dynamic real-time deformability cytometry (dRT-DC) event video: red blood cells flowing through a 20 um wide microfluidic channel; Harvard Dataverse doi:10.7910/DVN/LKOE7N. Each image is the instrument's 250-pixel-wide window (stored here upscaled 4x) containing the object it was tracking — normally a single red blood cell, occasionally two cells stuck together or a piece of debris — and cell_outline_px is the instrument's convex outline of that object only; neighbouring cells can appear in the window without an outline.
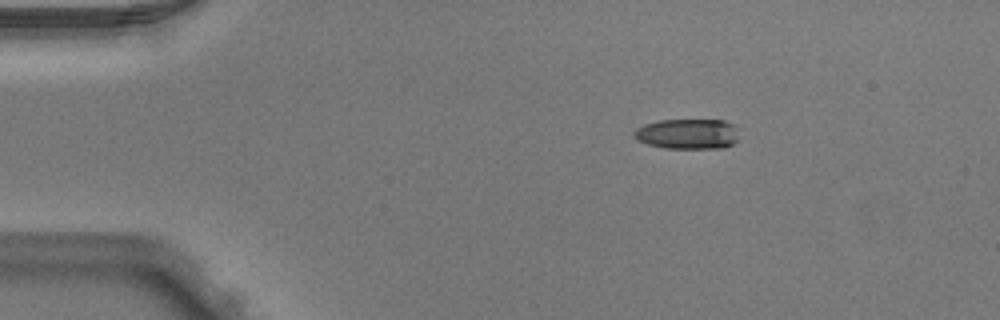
{"species": "Egyptian fruit bat (a non-hibernating species)", "species_latin": "Rousettus aegyptiacus", "temperature_condition": "warm", "stored_images_in_passage": 4, "camera_frame_rate_fps": 3000, "um_per_image_px": 0.085, "animal": {"sex": "male"}, "frame": {"image": 1, "passage_image": 2, "time_ms": 0.333, "image_size_px": [1000, 320], "cell_outline_px": [[736, 140], [732, 144], [724, 148], [664, 148], [648, 144], [632, 136], [632, 132], [636, 128], [644, 124], [660, 120], [724, 120], [736, 124]], "centroid_in_image_um": [58.44, 11.37], "position_along_channel_um": 26.6, "area_um2": 18.55}}
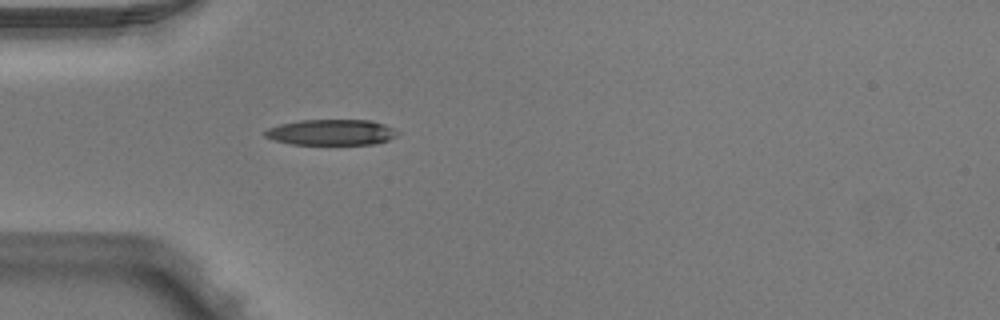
{"frame": {"image": 2, "passage_image": 4, "time_ms": 1.0, "image_size_px": [1000, 320], "cell_outline_px": [[400, 132], [396, 136], [388, 140], [372, 144], [292, 144], [276, 140], [264, 136], [264, 132], [268, 128], [280, 124], [300, 120], [372, 120], [396, 128]], "centroid_in_image_um": [28.21, 11.24], "position_along_channel_um": 56.8, "area_um2": 19.88}}